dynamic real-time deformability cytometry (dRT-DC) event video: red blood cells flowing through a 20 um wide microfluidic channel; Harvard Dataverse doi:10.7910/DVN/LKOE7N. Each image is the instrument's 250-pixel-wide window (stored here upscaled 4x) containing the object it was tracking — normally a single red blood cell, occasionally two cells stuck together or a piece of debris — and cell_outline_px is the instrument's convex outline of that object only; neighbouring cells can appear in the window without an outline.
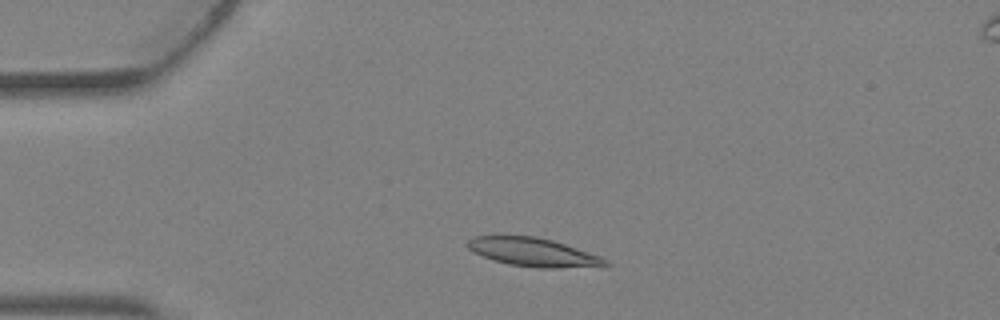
{"species": "Egyptian fruit bat (a non-hibernating species)", "species_latin": "Rousettus aegyptiacus", "temperature_condition": "warm", "stored_images_in_passage": 4, "camera_frame_rate_fps": 3000, "um_per_image_px": 0.085, "animal": {"sex": "female"}, "frame": {"image": 1, "passage_image": 2, "time_ms": 0.333, "image_size_px": [1000, 320], "cell_outline_px": [[612, 264], [604, 268], [540, 268], [508, 264], [472, 252], [468, 248], [468, 240], [476, 236], [536, 236], [552, 240], [600, 256]], "centroid_in_image_um": [45.43, 21.46], "position_along_channel_um": 39.6, "area_um2": 23.0}}